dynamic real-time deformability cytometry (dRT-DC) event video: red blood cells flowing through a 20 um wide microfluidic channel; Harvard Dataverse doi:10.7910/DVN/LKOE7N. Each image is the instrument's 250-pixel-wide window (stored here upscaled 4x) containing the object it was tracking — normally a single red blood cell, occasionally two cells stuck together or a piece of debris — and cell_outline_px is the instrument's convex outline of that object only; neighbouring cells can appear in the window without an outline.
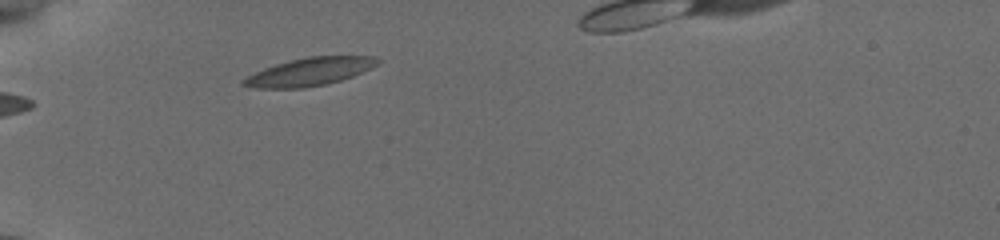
{"species": "common noctule bat (a hibernating species)", "species_latin": "Nyctalus noctula", "temperature_condition": "cold", "stored_images_in_passage": 19, "camera_frame_rate_fps": 3000, "um_per_image_px": 0.085, "animal": {"sex": "female", "body_mass_g": 19.5, "forearm_length_mm": 54.1}, "frame": {"image": 1, "passage_image": 1, "time_ms": 0.0, "image_size_px": [1000, 240], "cell_outline_px": [[380, 60], [372, 68], [352, 76], [328, 84], [304, 88], [256, 88], [240, 84], [240, 80], [264, 68], [276, 64], [308, 56], [376, 56]], "centroid_in_image_um": [26.31, 6.1], "position_along_channel_um": 58.7, "area_um2": 21.73}}